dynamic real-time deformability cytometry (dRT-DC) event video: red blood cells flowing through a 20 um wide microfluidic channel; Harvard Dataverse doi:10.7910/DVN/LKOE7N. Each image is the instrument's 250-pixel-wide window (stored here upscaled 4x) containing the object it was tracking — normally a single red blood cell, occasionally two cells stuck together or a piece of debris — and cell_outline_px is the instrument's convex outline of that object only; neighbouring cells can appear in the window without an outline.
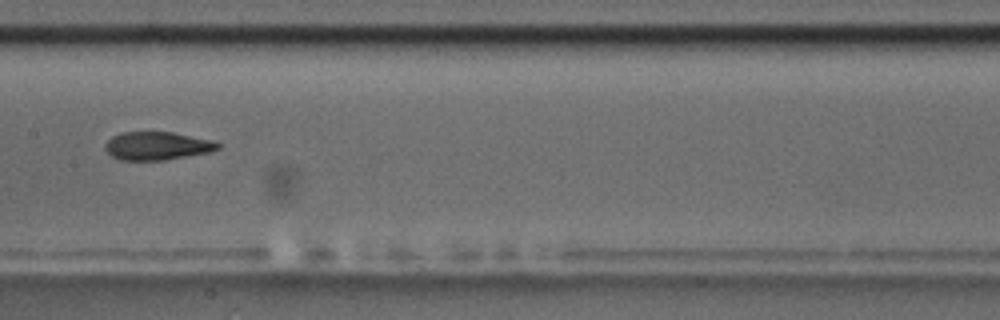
{"species": "common noctule bat (a hibernating species)", "species_latin": "Nyctalus noctula", "temperature_condition": "room temperature", "stored_images_in_passage": 9, "camera_frame_rate_fps": 3000, "um_per_image_px": 0.085, "animal": {"sex": "male", "body_mass_g": 17.5, "forearm_length_mm": 52.3}, "frame": {"image": 1, "passage_image": 8, "time_ms": 9.667, "image_size_px": [1000, 320], "cell_outline_px": [[220, 148], [208, 152], [164, 160], [120, 160], [112, 156], [104, 148], [104, 144], [112, 136], [120, 132], [172, 132], [216, 140], [220, 144]], "centroid_in_image_um": [13.36, 12.39], "position_along_channel_um": 194.0, "area_um2": 18.61}}
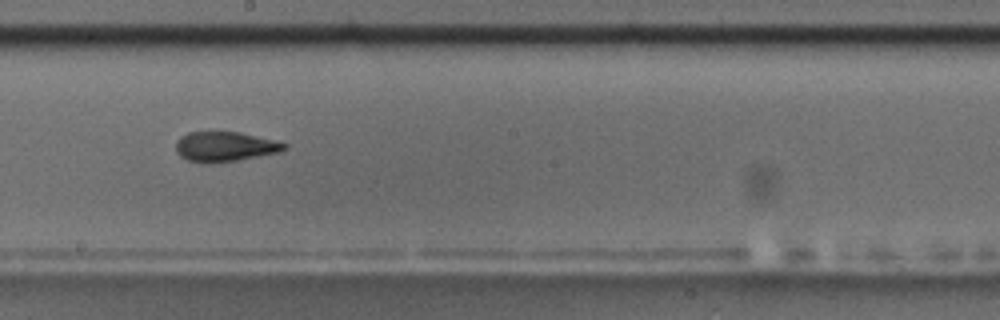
{"frame": {"image": 2, "passage_image": 9, "time_ms": 10.667, "image_size_px": [1000, 320], "cell_outline_px": [[288, 148], [280, 152], [236, 160], [208, 164], [200, 164], [188, 160], [180, 156], [176, 152], [176, 140], [180, 136], [188, 132], [240, 132], [288, 144]], "centroid_in_image_um": [19.07, 12.47], "position_along_channel_um": 229.1, "area_um2": 18.96}}